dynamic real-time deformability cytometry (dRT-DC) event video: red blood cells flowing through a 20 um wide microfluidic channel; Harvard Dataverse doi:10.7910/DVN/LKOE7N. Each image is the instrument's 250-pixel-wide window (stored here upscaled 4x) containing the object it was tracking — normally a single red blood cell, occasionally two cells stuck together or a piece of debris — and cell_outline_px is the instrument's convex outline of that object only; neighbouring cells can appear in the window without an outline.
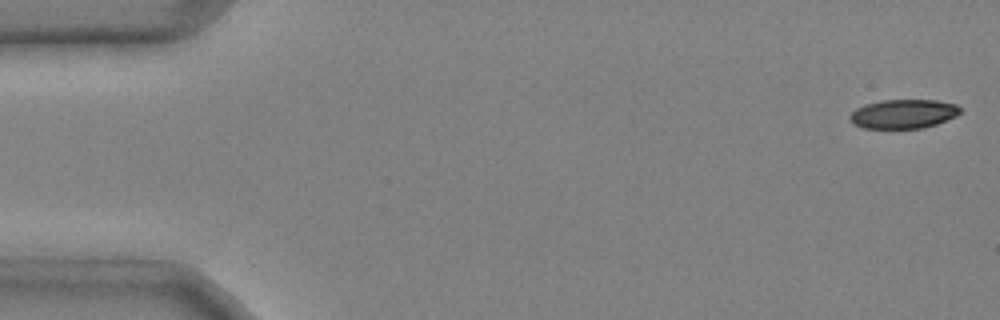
{"species": "common noctule bat (a hibernating species)", "species_latin": "Nyctalus noctula", "temperature_condition": "cold", "stored_images_in_passage": 45, "camera_frame_rate_fps": 3000, "um_per_image_px": 0.085, "animal": {"sex": "male", "body_mass_g": 20.4}, "frame": {"image": 1, "passage_image": 1, "time_ms": 0.0, "image_size_px": [1000, 320], "cell_outline_px": [[960, 112], [956, 116], [936, 124], [924, 128], [864, 128], [852, 124], [848, 120], [848, 116], [856, 108], [864, 104], [880, 100], [936, 100], [956, 104], [960, 108]], "centroid_in_image_um": [76.74, 9.68], "position_along_channel_um": 8.3, "area_um2": 18.84}}
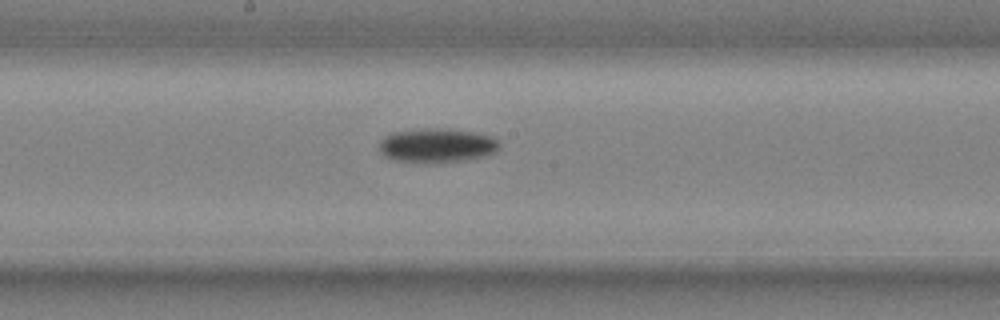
{"frame": {"image": 2, "passage_image": 26, "time_ms": 8.333, "image_size_px": [1000, 320], "cell_outline_px": [[500, 148], [496, 152], [488, 156], [468, 160], [436, 164], [424, 164], [392, 160], [384, 156], [380, 152], [380, 140], [384, 136], [392, 132], [428, 128], [444, 128], [472, 132], [492, 136], [500, 144]], "centroid_in_image_um": [37.14, 12.4], "position_along_channel_um": 211.1, "area_um2": 24.68}}
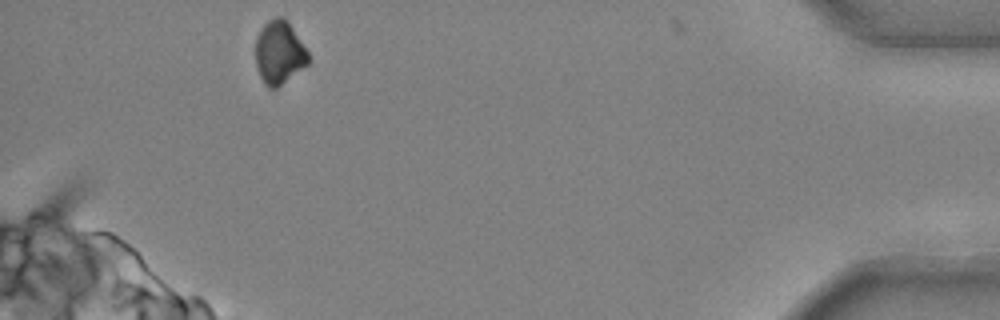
{"frame": {"image": 3, "passage_image": 45, "time_ms": 14.667, "image_size_px": [1000, 320], "cell_outline_px": [[308, 64], [276, 88], [268, 88], [264, 84], [260, 76], [256, 64], [256, 36], [264, 24], [268, 20], [276, 16], [284, 16], [308, 52]], "centroid_in_image_um": [23.71, 4.45], "position_along_channel_um": 411.5, "area_um2": 19.25}, "authors_computed_cell_mechanics": {"area_um2": 22.0796, "velocity_mm_per_s": 4.0, "shape_relaxation_time_tau1_ms": 3.9758, "shape_relaxation_time_tau2_ms": null, "deformation_change_tau1": 0.1341, "deformation_change_tau2": null}}